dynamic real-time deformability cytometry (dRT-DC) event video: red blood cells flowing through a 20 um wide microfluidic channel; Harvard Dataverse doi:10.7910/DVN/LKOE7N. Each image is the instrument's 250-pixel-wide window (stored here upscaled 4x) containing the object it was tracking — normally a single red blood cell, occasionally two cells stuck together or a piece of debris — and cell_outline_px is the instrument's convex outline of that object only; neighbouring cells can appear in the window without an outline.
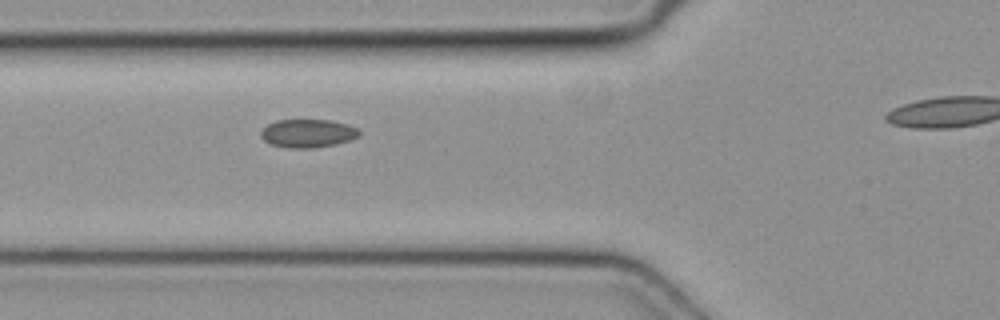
{"species": "common noctule bat (a hibernating species)", "species_latin": "Nyctalus noctula", "temperature_condition": "cold", "stored_images_in_passage": 6, "segment_of_instrument_passage": [1, 2], "camera_frame_rate_fps": 3000, "um_per_image_px": 0.085, "animal": {"sex": "female", "body_mass_g": 19.3, "forearm_length_mm": 54.1}, "frame": {"image": 1, "passage_image": 5, "time_ms": 1.333, "image_size_px": [1000, 320], "cell_outline_px": [[360, 136], [348, 140], [332, 144], [312, 148], [288, 148], [272, 144], [264, 140], [260, 136], [260, 132], [268, 124], [276, 120], [332, 120], [348, 124], [356, 128], [360, 132]], "centroid_in_image_um": [26.15, 11.32], "position_along_channel_um": 99.7, "area_um2": 16.07}}